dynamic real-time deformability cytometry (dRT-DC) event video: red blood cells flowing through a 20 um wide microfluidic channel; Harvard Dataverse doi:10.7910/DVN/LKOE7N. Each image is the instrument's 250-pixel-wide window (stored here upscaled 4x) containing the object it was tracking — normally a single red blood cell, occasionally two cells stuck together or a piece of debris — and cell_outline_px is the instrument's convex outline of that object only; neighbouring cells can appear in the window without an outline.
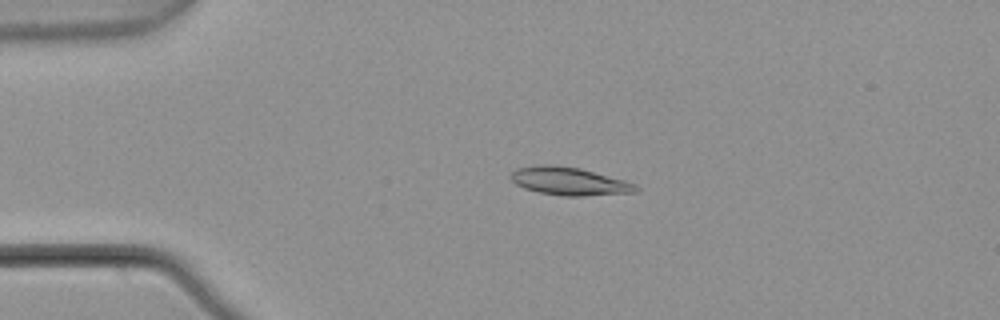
{"species": "common noctule bat (a hibernating species)", "species_latin": "Nyctalus noctula", "temperature_condition": "warm", "stored_images_in_passage": 5, "camera_frame_rate_fps": 3000, "um_per_image_px": 0.085, "animal": {"sex": "male", "body_mass_g": 21.5, "forearm_length_mm": 52.0}, "frame": {"image": 1, "passage_image": 4, "time_ms": 1.0, "image_size_px": [1000, 320], "cell_outline_px": [[640, 192], [584, 196], [564, 196], [540, 192], [524, 188], [516, 184], [508, 176], [516, 168], [540, 164], [552, 164], [580, 168], [624, 180], [636, 184], [640, 188]], "centroid_in_image_um": [48.4, 15.4], "position_along_channel_um": 36.6, "area_um2": 20.58}}